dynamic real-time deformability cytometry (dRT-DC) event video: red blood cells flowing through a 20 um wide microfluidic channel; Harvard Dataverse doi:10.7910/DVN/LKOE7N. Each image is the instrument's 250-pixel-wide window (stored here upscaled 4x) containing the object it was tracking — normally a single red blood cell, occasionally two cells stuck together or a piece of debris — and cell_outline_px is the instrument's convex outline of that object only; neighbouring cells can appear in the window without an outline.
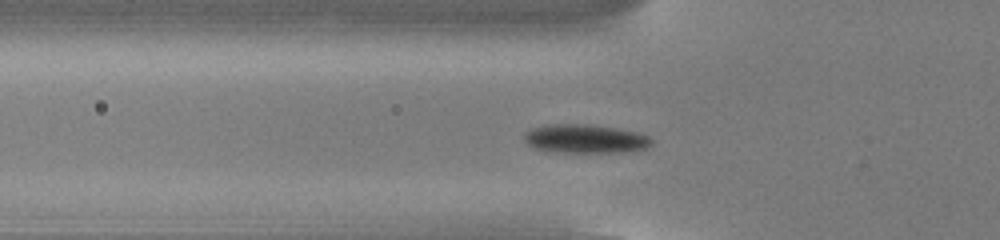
{"species": "common noctule bat (a hibernating species)", "species_latin": "Nyctalus noctula", "temperature_condition": "cold", "stored_images_in_passage": 54, "camera_frame_rate_fps": 3000, "um_per_image_px": 0.085, "animal": {"sex": "male", "body_mass_g": 13.0, "forearm_length_mm": 53.1}, "frame": {"image": 1, "passage_image": 18, "time_ms": 5.667, "image_size_px": [1000, 240], "cell_outline_px": [[652, 144], [648, 148], [620, 152], [548, 152], [532, 148], [524, 140], [524, 136], [532, 128], [556, 124], [584, 124], [616, 128], [640, 132], [648, 136], [652, 140]], "centroid_in_image_um": [49.76, 11.81], "position_along_channel_um": 76.0, "area_um2": 21.33}}
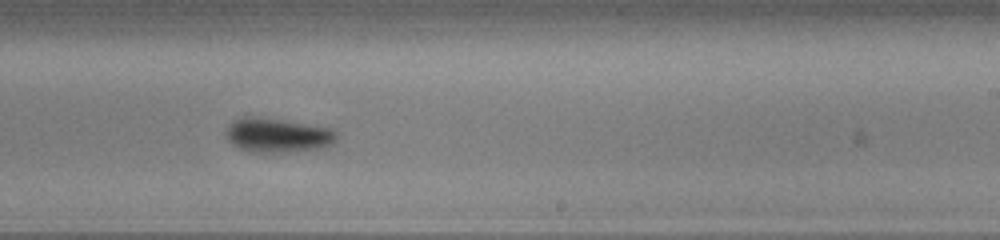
{"frame": {"image": 2, "passage_image": 33, "time_ms": 10.667, "image_size_px": [1000, 240], "cell_outline_px": [[336, 140], [332, 144], [320, 148], [288, 152], [248, 152], [232, 144], [228, 140], [224, 132], [236, 120], [244, 116], [248, 116], [280, 120], [328, 128], [336, 132]], "centroid_in_image_um": [23.56, 11.52], "position_along_channel_um": 265.4, "area_um2": 21.62}}
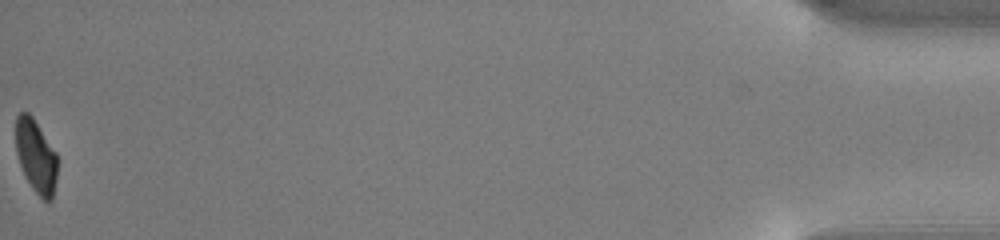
{"frame": {"image": 3, "passage_image": 54, "time_ms": 17.667, "image_size_px": [1000, 240], "cell_outline_px": [[56, 180], [52, 200], [48, 204], [32, 188], [20, 164], [16, 152], [16, 116], [20, 112], [28, 112], [32, 116], [56, 152]], "centroid_in_image_um": [3.06, 13.27], "position_along_channel_um": 432.1, "area_um2": 17.51}, "authors_computed_cell_mechanics": {"area_um2": 20.3167, "velocity_mm_per_s": 3.7971, "shape_relaxation_time_tau1_ms": 1.7333, "shape_relaxation_time_tau2_ms": null, "deformation_change_tau1": 0.1219, "deformation_change_tau2": null}}